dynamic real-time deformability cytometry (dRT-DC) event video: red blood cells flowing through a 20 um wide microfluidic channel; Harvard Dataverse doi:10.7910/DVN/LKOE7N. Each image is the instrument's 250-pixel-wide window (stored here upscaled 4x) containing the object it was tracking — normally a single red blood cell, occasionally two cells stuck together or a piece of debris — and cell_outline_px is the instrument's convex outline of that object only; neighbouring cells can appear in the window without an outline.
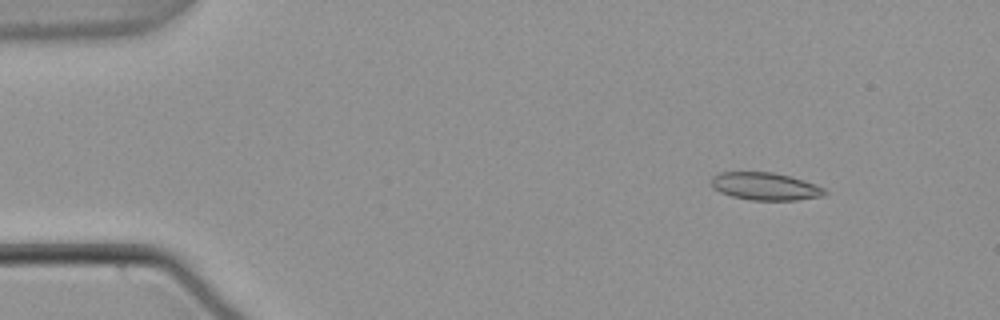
{"species": "common noctule bat (a hibernating species)", "species_latin": "Nyctalus noctula", "temperature_condition": "warm", "stored_images_in_passage": 42, "camera_frame_rate_fps": 3000, "um_per_image_px": 0.085, "animal": {"sex": "male", "body_mass_g": 21.5, "forearm_length_mm": 52.0}, "frame": {"image": 1, "passage_image": 1, "time_ms": 0.0, "image_size_px": [1000, 320], "cell_outline_px": [[828, 192], [820, 196], [796, 200], [752, 200], [732, 196], [720, 192], [712, 184], [712, 176], [720, 172], [772, 172], [792, 176], [804, 180], [824, 188]], "centroid_in_image_um": [65.06, 15.83], "position_along_channel_um": 19.9, "area_um2": 18.09}}